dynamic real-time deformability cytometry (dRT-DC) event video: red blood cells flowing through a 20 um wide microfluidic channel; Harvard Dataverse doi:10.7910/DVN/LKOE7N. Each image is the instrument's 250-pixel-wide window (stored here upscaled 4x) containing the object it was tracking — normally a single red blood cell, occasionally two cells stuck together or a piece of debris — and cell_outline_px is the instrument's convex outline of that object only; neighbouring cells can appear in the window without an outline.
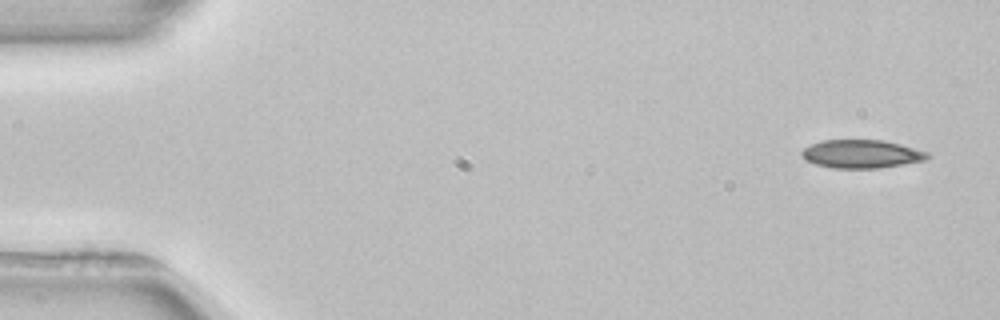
{"species": "common noctule bat (a hibernating species)", "species_latin": "Nyctalus noctula", "temperature_condition": "room temperature", "stored_images_in_passage": 5, "segment_of_instrument_passage": [1, 2], "camera_frame_rate_fps": 3000, "um_per_image_px": 0.085, "animal": {"sex": "female", "body_mass_g": 22.7, "forearm_length_mm": 54.2}, "frame": {"image": 1, "passage_image": 1, "time_ms": 0.0, "image_size_px": [1000, 320], "cell_outline_px": [[928, 156], [924, 160], [880, 168], [832, 168], [816, 164], [808, 160], [800, 152], [804, 148], [812, 144], [824, 140], [884, 140], [900, 144], [928, 152]], "centroid_in_image_um": [73.23, 13.08], "position_along_channel_um": 11.8, "area_um2": 20.4}}
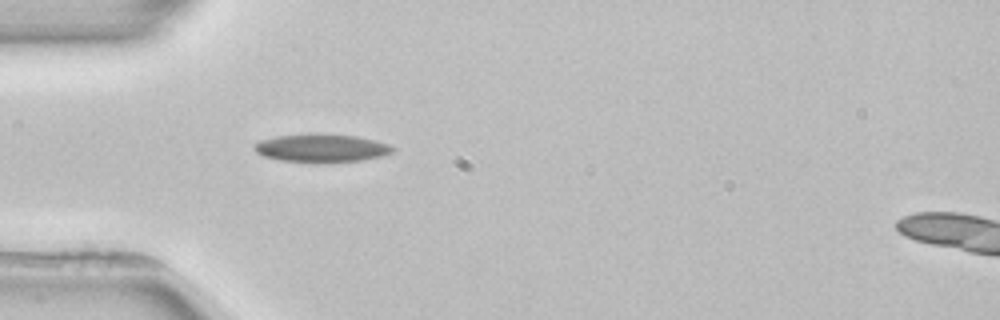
{"frame": {"image": 2, "passage_image": 4, "time_ms": 4.333, "image_size_px": [1000, 320], "cell_outline_px": [[396, 148], [392, 152], [380, 156], [364, 160], [320, 164], [280, 160], [264, 156], [256, 152], [252, 148], [252, 144], [260, 140], [276, 136], [312, 132], [316, 132], [356, 136], [376, 140], [388, 144]], "centroid_in_image_um": [27.29, 12.58], "position_along_channel_um": 57.7, "area_um2": 23.52}}